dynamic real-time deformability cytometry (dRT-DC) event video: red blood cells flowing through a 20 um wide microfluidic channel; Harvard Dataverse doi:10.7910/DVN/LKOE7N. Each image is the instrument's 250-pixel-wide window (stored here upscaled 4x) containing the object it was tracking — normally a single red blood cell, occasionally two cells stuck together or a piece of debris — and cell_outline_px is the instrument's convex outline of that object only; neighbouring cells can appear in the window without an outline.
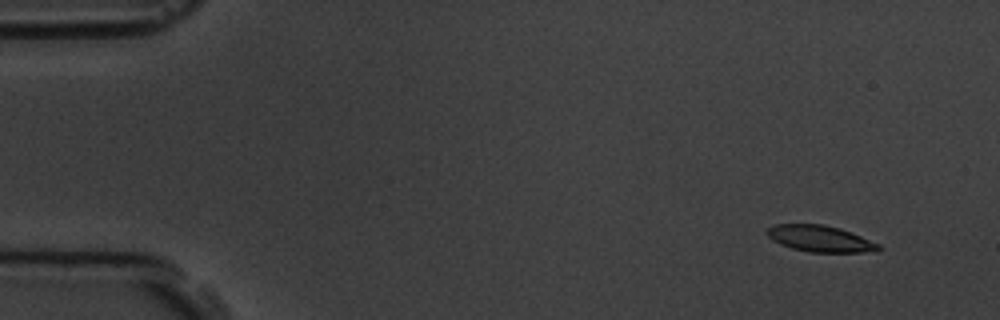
{"species": "common noctule bat (a hibernating species)", "species_latin": "Nyctalus noctula", "temperature_condition": "room temperature", "stored_images_in_passage": 10, "camera_frame_rate_fps": 3000, "um_per_image_px": 0.085, "animal": {"sex": "male", "body_mass_g": 19.5, "forearm_length_mm": 54.6}, "frame": {"image": 1, "passage_image": 1, "time_ms": 0.0, "image_size_px": [1000, 320], "cell_outline_px": [[880, 252], [808, 252], [792, 248], [780, 244], [772, 240], [764, 232], [772, 224], [824, 224], [840, 228], [880, 244]], "centroid_in_image_um": [69.7, 20.28], "position_along_channel_um": 15.3, "area_um2": 17.28}}
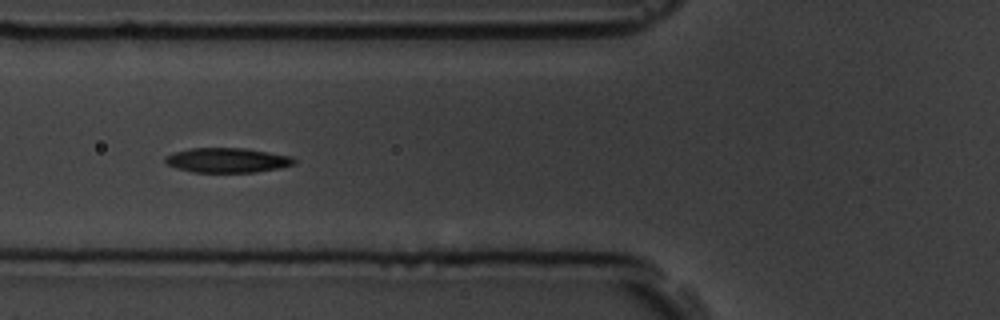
{"frame": {"image": 2, "passage_image": 6, "time_ms": 5.667, "image_size_px": [1000, 320], "cell_outline_px": [[296, 164], [280, 168], [256, 172], [192, 172], [176, 168], [168, 164], [164, 160], [164, 156], [172, 152], [192, 148], [244, 148], [292, 156], [296, 160]], "centroid_in_image_um": [19.32, 13.62], "position_along_channel_um": 106.5, "area_um2": 18.67}}
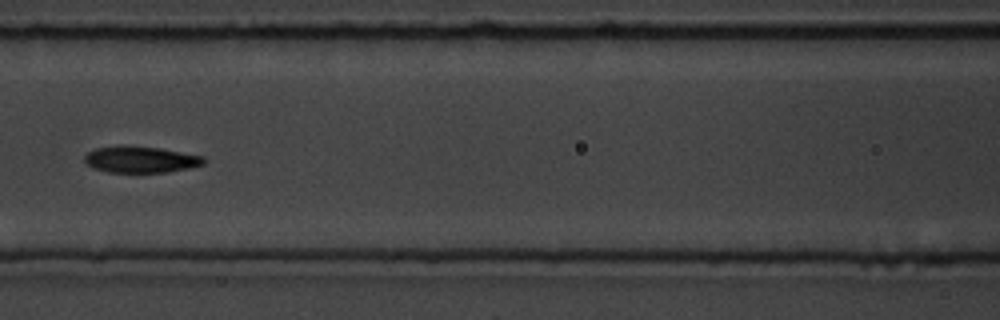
{"frame": {"image": 3, "passage_image": 7, "time_ms": 7.0, "image_size_px": [1000, 320], "cell_outline_px": [[208, 160], [204, 164], [188, 168], [168, 172], [108, 172], [92, 168], [84, 160], [84, 156], [88, 152], [96, 148], [116, 144], [128, 144], [160, 148], [204, 156]], "centroid_in_image_um": [11.95, 13.53], "position_along_channel_um": 154.7, "area_um2": 18.79}}